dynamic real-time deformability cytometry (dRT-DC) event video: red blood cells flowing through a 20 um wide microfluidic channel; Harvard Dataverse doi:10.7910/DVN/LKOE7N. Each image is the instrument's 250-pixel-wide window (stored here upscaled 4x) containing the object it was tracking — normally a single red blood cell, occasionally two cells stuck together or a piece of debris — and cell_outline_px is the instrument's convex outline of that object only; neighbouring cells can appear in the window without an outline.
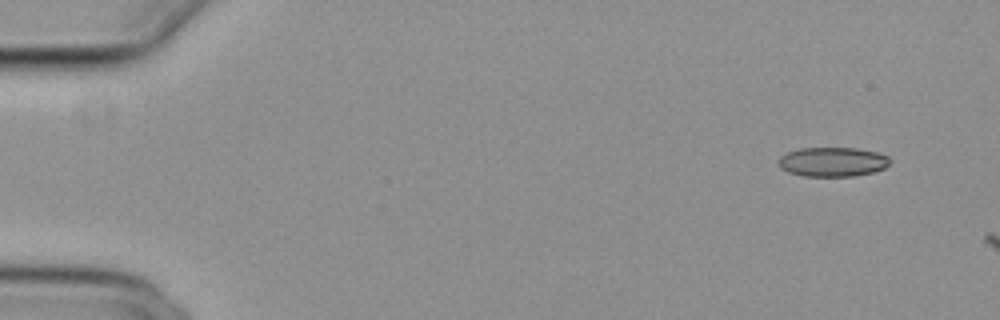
{"species": "common noctule bat (a hibernating species)", "species_latin": "Nyctalus noctula", "temperature_condition": "cold", "stored_images_in_passage": 5, "camera_frame_rate_fps": 3000, "um_per_image_px": 0.085, "animal": {"sex": "female", "body_mass_g": 29.2, "forearm_length_mm": 56.3}, "frame": {"image": 1, "passage_image": 4, "time_ms": 1.0, "image_size_px": [1000, 320], "cell_outline_px": [[892, 160], [884, 168], [872, 172], [852, 176], [804, 176], [788, 172], [780, 168], [780, 156], [788, 152], [800, 148], [856, 148], [876, 152], [888, 156]], "centroid_in_image_um": [70.78, 13.75], "position_along_channel_um": 14.2, "area_um2": 18.96}}